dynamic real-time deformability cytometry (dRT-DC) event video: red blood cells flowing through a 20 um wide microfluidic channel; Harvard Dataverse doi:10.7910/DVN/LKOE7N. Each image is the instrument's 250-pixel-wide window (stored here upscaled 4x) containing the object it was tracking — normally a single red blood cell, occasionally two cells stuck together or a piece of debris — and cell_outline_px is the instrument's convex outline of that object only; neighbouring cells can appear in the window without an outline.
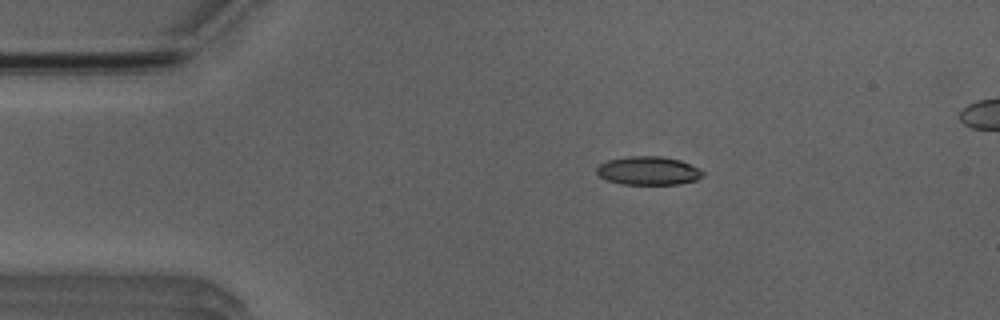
{"species": "Egyptian fruit bat (a non-hibernating species)", "species_latin": "Rousettus aegyptiacus", "temperature_condition": "room temperature", "stored_images_in_passage": 43, "camera_frame_rate_fps": 3000, "um_per_image_px": 0.085, "animal": {"sex": "male"}, "frame": {"image": 1, "passage_image": 2, "time_ms": 0.333, "image_size_px": [1000, 320], "cell_outline_px": [[704, 176], [696, 180], [680, 184], [620, 184], [608, 180], [600, 176], [596, 172], [596, 168], [600, 164], [608, 160], [628, 156], [660, 156], [680, 160], [700, 168], [704, 172]], "centroid_in_image_um": [55.14, 14.51], "position_along_channel_um": 29.9, "area_um2": 17.69}}
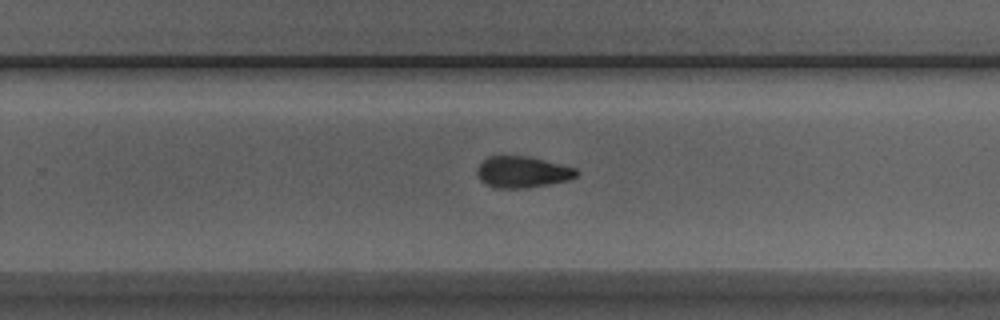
{"frame": {"image": 2, "passage_image": 25, "time_ms": 8.0, "image_size_px": [1000, 320], "cell_outline_px": [[580, 172], [576, 176], [568, 180], [528, 188], [496, 188], [480, 180], [476, 172], [476, 168], [488, 156], [528, 156], [576, 168]], "centroid_in_image_um": [44.4, 14.62], "position_along_channel_um": 285.4, "area_um2": 18.09}}
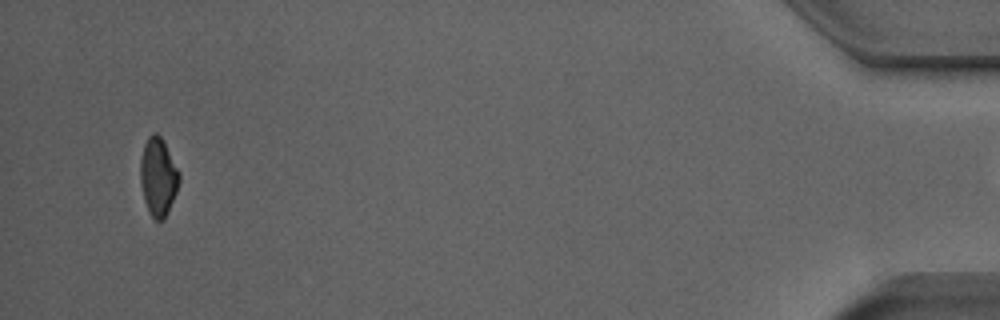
{"frame": {"image": 3, "passage_image": 42, "time_ms": 13.667, "image_size_px": [1000, 320], "cell_outline_px": [[180, 180], [176, 192], [168, 212], [164, 220], [160, 224], [148, 212], [144, 200], [140, 184], [140, 160], [144, 144], [148, 136], [152, 132], [156, 132], [160, 136], [180, 172]], "centroid_in_image_um": [13.43, 15.06], "position_along_channel_um": 421.8, "area_um2": 17.86}}